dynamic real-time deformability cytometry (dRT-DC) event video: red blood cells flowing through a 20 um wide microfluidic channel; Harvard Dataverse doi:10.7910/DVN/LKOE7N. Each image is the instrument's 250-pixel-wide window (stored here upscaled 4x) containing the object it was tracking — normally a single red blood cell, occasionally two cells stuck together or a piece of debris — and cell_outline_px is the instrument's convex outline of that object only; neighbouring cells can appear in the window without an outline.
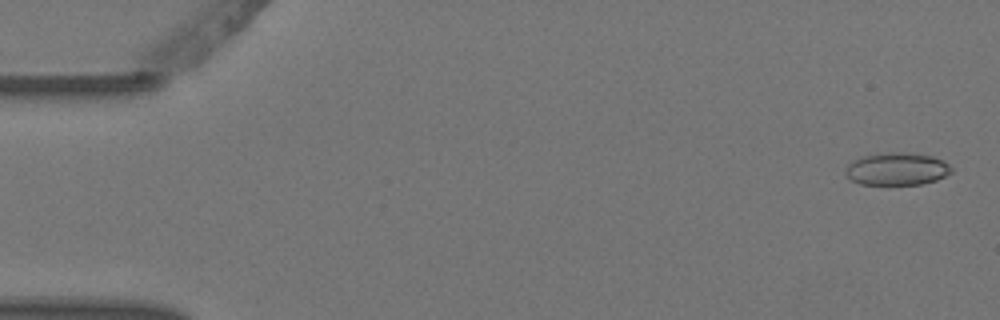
{"species": "Egyptian fruit bat (a non-hibernating species)", "species_latin": "Rousettus aegyptiacus", "temperature_condition": "warm", "stored_images_in_passage": 6, "segment_of_instrument_passage": [2, 2], "camera_frame_rate_fps": 3000, "um_per_image_px": 0.085, "animal": {"sex": "female"}, "frame": {"image": 1, "passage_image": 6, "time_ms": 1.667, "image_size_px": [1000, 320], "cell_outline_px": [[952, 172], [936, 180], [920, 184], [860, 184], [852, 180], [844, 172], [848, 164], [852, 160], [864, 156], [888, 152], [908, 152], [932, 156], [944, 160], [952, 168]], "centroid_in_image_um": [76.25, 14.35], "position_along_channel_um": 8.8, "area_um2": 20.06}}